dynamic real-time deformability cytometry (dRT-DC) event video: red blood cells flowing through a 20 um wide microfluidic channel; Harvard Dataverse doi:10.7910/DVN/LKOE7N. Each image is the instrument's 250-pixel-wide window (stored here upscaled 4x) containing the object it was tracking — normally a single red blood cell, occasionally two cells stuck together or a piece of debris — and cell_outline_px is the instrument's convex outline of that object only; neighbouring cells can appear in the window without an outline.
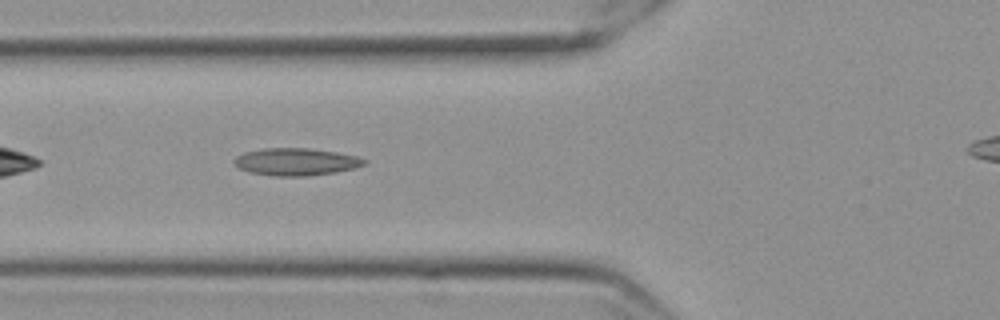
{"species": "Egyptian fruit bat (a non-hibernating species)", "species_latin": "Rousettus aegyptiacus", "temperature_condition": "cold", "stored_images_in_passage": 36, "camera_frame_rate_fps": 3000, "um_per_image_px": 0.085, "frame": {"image": 1, "passage_image": 5, "time_ms": 1.333, "image_size_px": [1000, 320], "cell_outline_px": [[368, 160], [364, 164], [352, 168], [336, 172], [308, 176], [272, 176], [248, 172], [240, 168], [232, 160], [236, 156], [244, 152], [264, 148], [308, 148], [336, 152], [356, 156]], "centroid_in_image_um": [25.13, 13.75], "position_along_channel_um": 100.7, "area_um2": 20.69}}
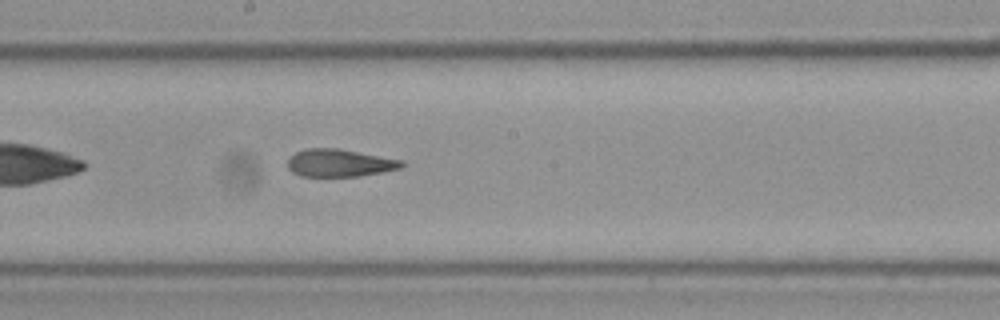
{"frame": {"image": 2, "passage_image": 15, "time_ms": 4.667, "image_size_px": [1000, 320], "cell_outline_px": [[404, 164], [400, 168], [360, 176], [300, 176], [292, 172], [288, 168], [288, 160], [296, 152], [308, 148], [340, 148], [404, 160]], "centroid_in_image_um": [28.87, 13.84], "position_along_channel_um": 219.3, "area_um2": 18.32}}
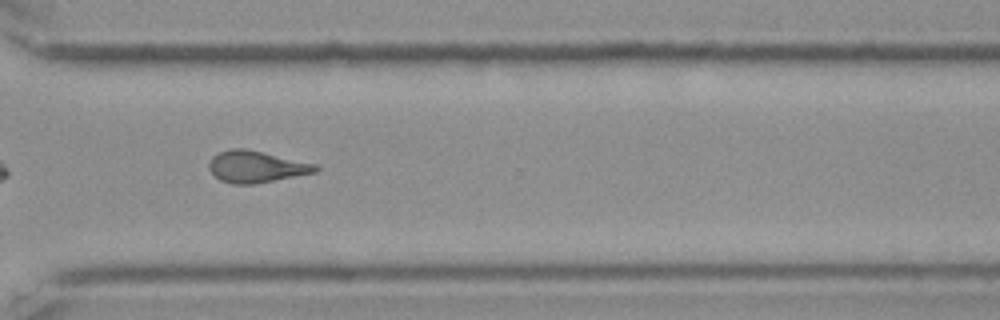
{"frame": {"image": 3, "passage_image": 26, "time_ms": 8.333, "image_size_px": [1000, 320], "cell_outline_px": [[320, 168], [316, 172], [256, 184], [232, 184], [220, 180], [208, 168], [208, 164], [212, 156], [220, 152], [232, 148], [244, 148], [264, 152], [316, 164]], "centroid_in_image_um": [21.77, 14.17], "position_along_channel_um": 348.8, "area_um2": 19.65}}